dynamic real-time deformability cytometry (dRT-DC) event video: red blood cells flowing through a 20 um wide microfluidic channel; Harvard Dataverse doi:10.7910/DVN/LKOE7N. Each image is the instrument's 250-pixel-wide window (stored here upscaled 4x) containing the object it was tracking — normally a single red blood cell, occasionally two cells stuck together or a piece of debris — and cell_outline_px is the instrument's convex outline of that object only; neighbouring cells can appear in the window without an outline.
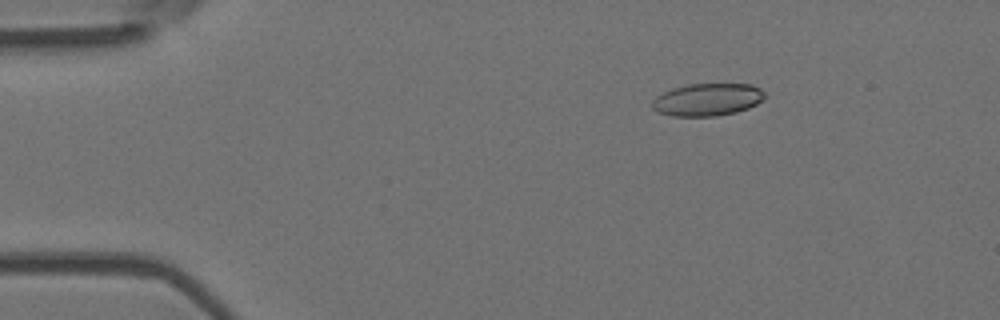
{"species": "Egyptian fruit bat (a non-hibernating species)", "species_latin": "Rousettus aegyptiacus", "temperature_condition": "room temperature", "stored_images_in_passage": 14, "camera_frame_rate_fps": 3000, "um_per_image_px": 0.085, "animal": {"sex": "female"}, "frame": {"image": 1, "passage_image": 8, "time_ms": 2.333, "image_size_px": [1000, 320], "cell_outline_px": [[764, 96], [756, 104], [748, 108], [736, 112], [716, 116], [672, 116], [660, 112], [652, 108], [652, 100], [656, 96], [672, 88], [688, 84], [752, 84], [760, 88], [764, 92]], "centroid_in_image_um": [60.11, 8.46], "position_along_channel_um": 24.9, "area_um2": 21.21}}